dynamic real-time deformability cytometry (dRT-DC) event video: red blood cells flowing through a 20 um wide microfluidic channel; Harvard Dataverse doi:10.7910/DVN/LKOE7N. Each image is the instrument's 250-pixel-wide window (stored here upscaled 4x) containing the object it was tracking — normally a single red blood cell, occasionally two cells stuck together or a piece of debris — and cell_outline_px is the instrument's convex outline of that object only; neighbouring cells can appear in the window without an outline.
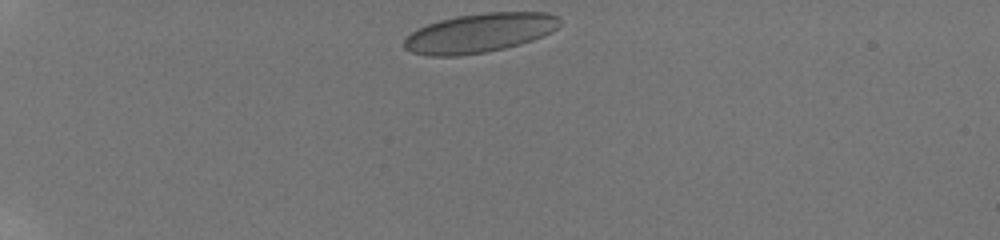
{"species": "human", "species_latin": "Homo sapiens", "temperature_condition": "room temperature", "stored_images_in_passage": 41, "camera_frame_rate_fps": 3000, "um_per_image_px": 0.085, "donor": {"sex": "male"}, "frame": {"image": 1, "passage_image": 1, "time_ms": 0.0, "image_size_px": [1000, 240], "cell_outline_px": [[560, 24], [552, 32], [532, 40], [520, 44], [504, 48], [484, 52], [460, 56], [428, 56], [412, 52], [404, 48], [404, 40], [416, 28], [440, 20], [456, 16], [484, 12], [548, 12], [560, 16]], "centroid_in_image_um": [40.78, 2.79], "position_along_channel_um": 44.2, "area_um2": 35.66}}
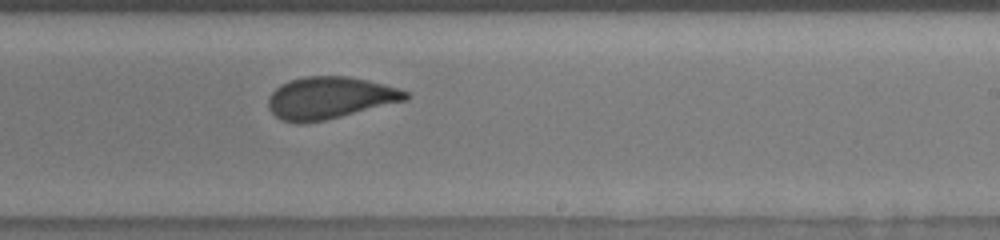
{"frame": {"image": 2, "passage_image": 23, "time_ms": 7.333, "image_size_px": [1000, 240], "cell_outline_px": [[412, 96], [408, 100], [324, 120], [304, 124], [296, 124], [280, 120], [268, 108], [268, 96], [276, 88], [292, 80], [304, 76], [348, 76], [368, 80], [400, 88], [408, 92]], "centroid_in_image_um": [28.05, 8.33], "position_along_channel_um": 260.9, "area_um2": 33.81}}
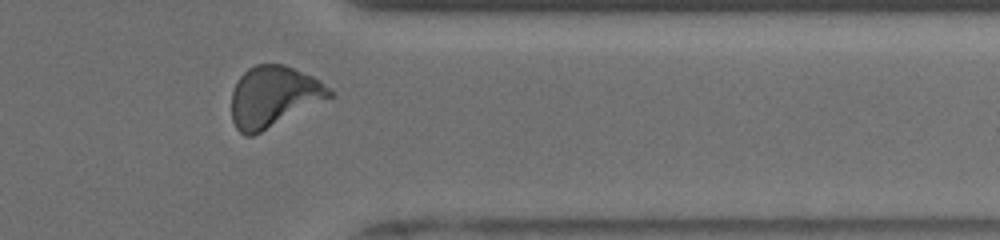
{"frame": {"image": 3, "passage_image": 33, "time_ms": 10.667, "image_size_px": [1000, 240], "cell_outline_px": [[332, 96], [252, 136], [244, 136], [236, 128], [232, 120], [232, 92], [240, 76], [248, 68], [256, 64], [284, 64], [312, 76], [320, 80], [332, 92]], "centroid_in_image_um": [23.21, 8.2], "position_along_channel_um": 388.2, "area_um2": 34.22}, "authors_computed_cell_mechanics": {"area_um2": 34.102, "velocity_mm_per_s": 3.8581, "shape_relaxation_time_tau1_ms": 7.2574, "shape_relaxation_time_tau2_ms": null, "deformation_change_tau1": 0.173, "deformation_change_tau2": null}}